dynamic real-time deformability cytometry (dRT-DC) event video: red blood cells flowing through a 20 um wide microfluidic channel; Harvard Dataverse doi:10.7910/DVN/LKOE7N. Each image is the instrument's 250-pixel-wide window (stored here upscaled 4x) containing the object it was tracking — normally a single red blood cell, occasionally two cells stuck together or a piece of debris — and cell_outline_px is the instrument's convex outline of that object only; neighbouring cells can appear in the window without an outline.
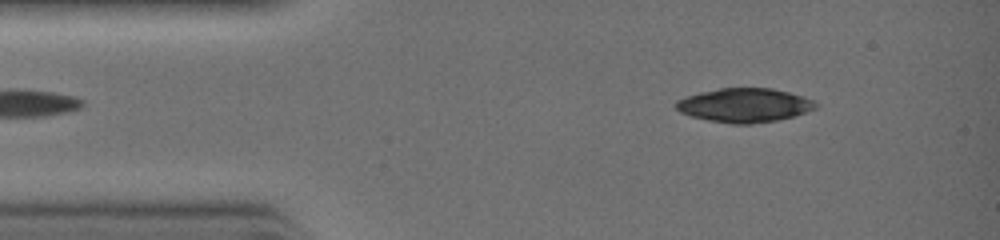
{"species": "common noctule bat (a hibernating species)", "species_latin": "Nyctalus noctula", "temperature_condition": "warm", "stored_images_in_passage": 21, "camera_frame_rate_fps": 3000, "um_per_image_px": 0.085, "animal": {"sex": "female", "body_mass_g": 19.0, "forearm_length_mm": 51.5}, "frame": {"image": 1, "passage_image": 4, "time_ms": 1.0, "image_size_px": [1000, 240], "cell_outline_px": [[820, 104], [816, 108], [792, 116], [776, 120], [752, 124], [732, 124], [708, 120], [692, 116], [680, 112], [676, 108], [676, 100], [700, 92], [720, 88], [772, 88], [788, 92], [812, 100]], "centroid_in_image_um": [63.27, 8.94], "position_along_channel_um": 21.7, "area_um2": 27.4}}